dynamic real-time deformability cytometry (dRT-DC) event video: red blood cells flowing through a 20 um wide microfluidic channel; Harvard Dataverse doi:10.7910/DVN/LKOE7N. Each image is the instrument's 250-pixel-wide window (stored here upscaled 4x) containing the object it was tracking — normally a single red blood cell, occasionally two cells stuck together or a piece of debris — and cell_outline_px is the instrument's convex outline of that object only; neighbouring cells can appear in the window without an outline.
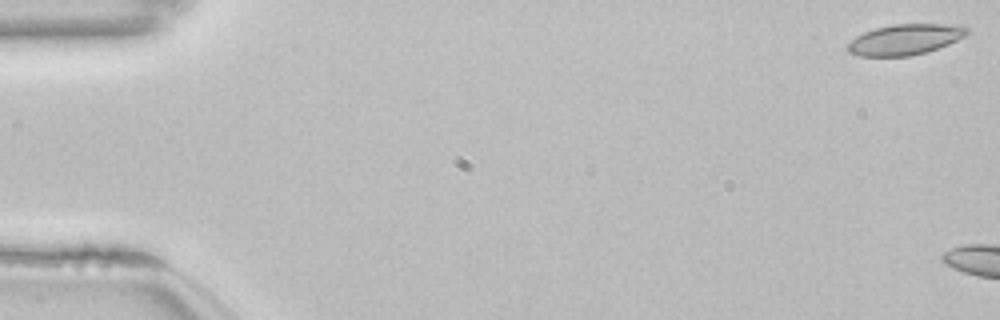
{"species": "common noctule bat (a hibernating species)", "species_latin": "Nyctalus noctula", "temperature_condition": "room temperature", "stored_images_in_passage": 5, "camera_frame_rate_fps": 3000, "um_per_image_px": 0.085, "animal": {"sex": "female", "body_mass_g": 22.7, "forearm_length_mm": 54.2}, "frame": {"image": 1, "passage_image": 1, "time_ms": 0.0, "image_size_px": [1000, 320], "cell_outline_px": [[968, 32], [964, 36], [948, 44], [924, 52], [908, 56], [860, 56], [848, 52], [844, 48], [856, 36], [864, 32], [876, 28], [892, 24], [956, 24], [968, 28]], "centroid_in_image_um": [76.89, 3.35], "position_along_channel_um": 8.1, "area_um2": 21.15}}